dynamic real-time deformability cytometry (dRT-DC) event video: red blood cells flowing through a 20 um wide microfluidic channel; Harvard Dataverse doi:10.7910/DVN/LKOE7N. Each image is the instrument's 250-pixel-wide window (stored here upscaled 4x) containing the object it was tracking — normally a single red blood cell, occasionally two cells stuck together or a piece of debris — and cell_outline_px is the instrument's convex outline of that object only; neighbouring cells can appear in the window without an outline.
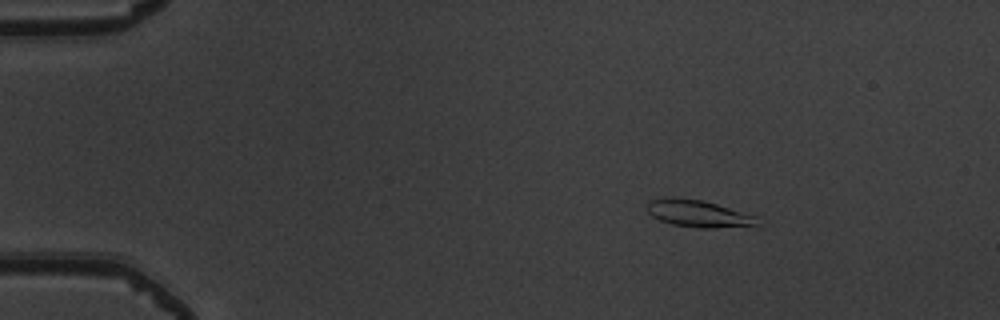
{"species": "common noctule bat (a hibernating species)", "species_latin": "Nyctalus noctula", "temperature_condition": "warm", "stored_images_in_passage": 17, "camera_frame_rate_fps": 3000, "um_per_image_px": 0.085, "animal": {"sex": "male", "body_mass_g": 19.5, "forearm_length_mm": 54.6}, "frame": {"image": 1, "passage_image": 8, "time_ms": 2.333, "image_size_px": [1000, 320], "cell_outline_px": [[760, 228], [700, 228], [672, 224], [660, 220], [652, 216], [648, 212], [648, 200], [664, 196], [672, 196], [704, 200], [756, 216]], "centroid_in_image_um": [59.42, 18.16], "position_along_channel_um": 25.6, "area_um2": 18.03}}